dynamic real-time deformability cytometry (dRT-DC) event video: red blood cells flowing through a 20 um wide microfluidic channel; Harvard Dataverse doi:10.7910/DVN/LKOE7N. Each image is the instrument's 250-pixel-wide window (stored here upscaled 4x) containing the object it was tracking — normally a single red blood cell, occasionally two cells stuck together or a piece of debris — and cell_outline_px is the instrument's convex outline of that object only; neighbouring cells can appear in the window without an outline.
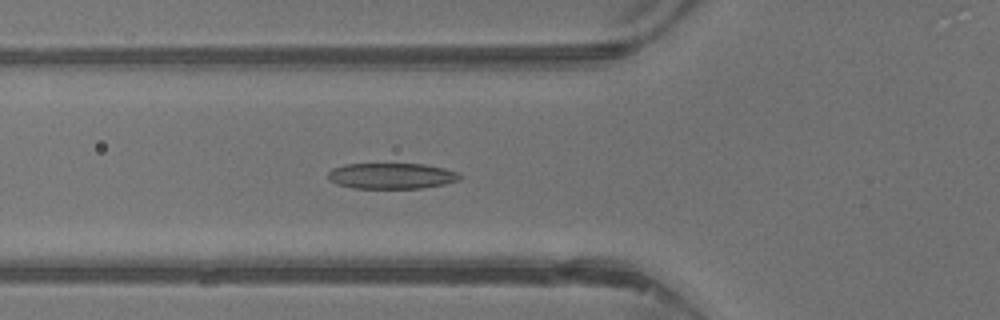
{"species": "common noctule bat (a hibernating species)", "species_latin": "Nyctalus noctula", "temperature_condition": "warm", "stored_images_in_passage": 44, "camera_frame_rate_fps": 3000, "um_per_image_px": 0.085, "animal": {"sex": "male", "body_mass_g": 13.3}, "frame": {"image": 1, "passage_image": 16, "time_ms": 5.0, "image_size_px": [1000, 320], "cell_outline_px": [[464, 176], [460, 180], [444, 184], [420, 188], [352, 188], [336, 184], [328, 180], [328, 172], [332, 168], [344, 164], [424, 164], [444, 168], [460, 172]], "centroid_in_image_um": [33.3, 14.95], "position_along_channel_um": 92.5, "area_um2": 20.06}}
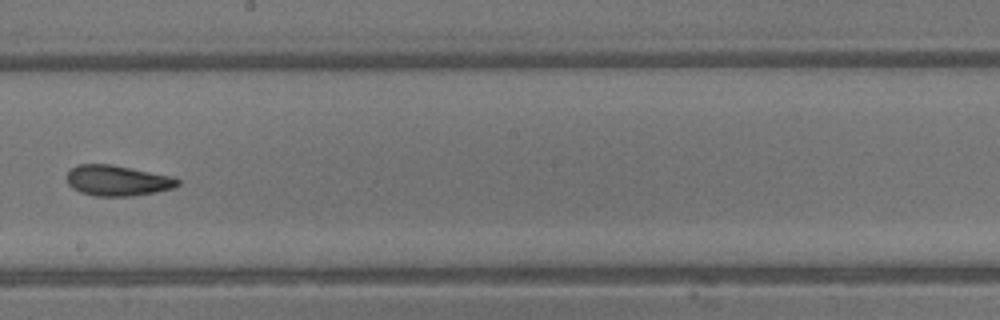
{"frame": {"image": 2, "passage_image": 25, "time_ms": 8.0, "image_size_px": [1000, 320], "cell_outline_px": [[180, 184], [172, 188], [156, 192], [132, 196], [96, 196], [80, 192], [72, 188], [68, 184], [68, 172], [72, 168], [80, 164], [112, 164], [172, 176], [180, 180]], "centroid_in_image_um": [10.0, 15.35], "position_along_channel_um": 238.2, "area_um2": 19.71}}
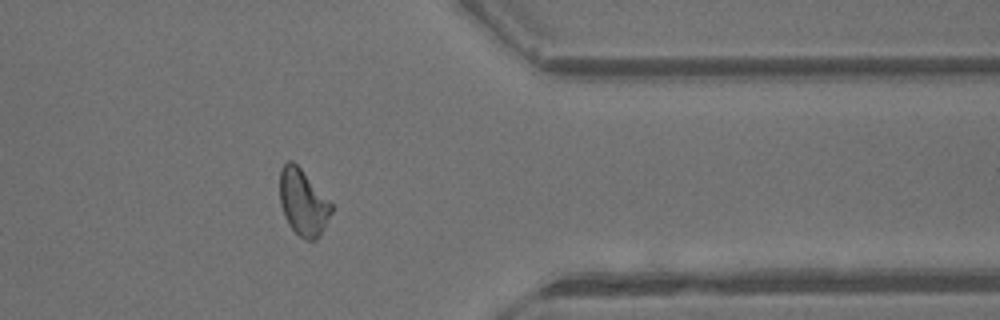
{"frame": {"image": 3, "passage_image": 35, "time_ms": 11.333, "image_size_px": [1000, 320], "cell_outline_px": [[332, 212], [320, 236], [316, 240], [304, 240], [288, 224], [284, 216], [280, 204], [280, 168], [288, 160], [292, 160], [300, 168], [332, 204]], "centroid_in_image_um": [25.75, 17.22], "position_along_channel_um": 385.7, "area_um2": 19.77}, "authors_computed_cell_mechanics": {"area_um2": 20.0855, "velocity_mm_per_s": 4.8468, "shape_relaxation_time_tau1_ms": 9.4709, "shape_relaxation_time_tau2_ms": 1.6718, "deformation_change_tau1": 0.2954, "deformation_change_tau2": 0.0921}}